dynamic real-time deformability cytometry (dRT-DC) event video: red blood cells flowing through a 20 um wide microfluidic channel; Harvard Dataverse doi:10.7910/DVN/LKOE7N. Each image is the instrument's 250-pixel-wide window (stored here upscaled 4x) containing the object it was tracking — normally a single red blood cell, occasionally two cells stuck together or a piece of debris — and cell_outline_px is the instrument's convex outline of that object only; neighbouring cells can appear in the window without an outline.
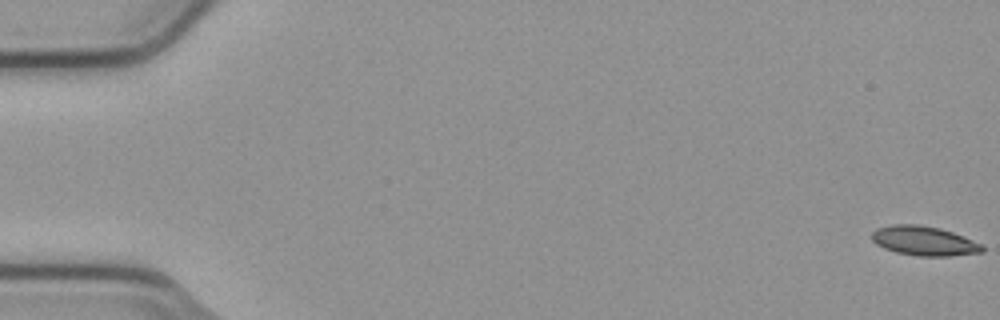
{"species": "common noctule bat (a hibernating species)", "species_latin": "Nyctalus noctula", "temperature_condition": "cold", "stored_images_in_passage": 18, "camera_frame_rate_fps": 3000, "um_per_image_px": 0.085, "animal": {"sex": "male", "body_mass_g": 23.1, "forearm_length_mm": 52.7}, "frame": {"image": 1, "passage_image": 1, "time_ms": 0.0, "image_size_px": [1000, 320], "cell_outline_px": [[984, 252], [952, 256], [916, 256], [896, 252], [884, 248], [876, 244], [872, 240], [872, 232], [876, 228], [892, 224], [920, 224], [940, 228], [952, 232], [972, 240], [980, 244], [984, 248]], "centroid_in_image_um": [78.52, 20.47], "position_along_channel_um": 6.5, "area_um2": 19.02}}
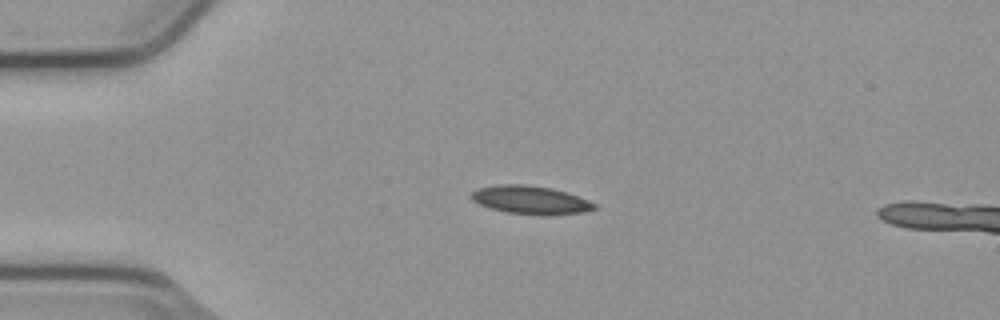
{"frame": {"image": 2, "passage_image": 14, "time_ms": 4.333, "image_size_px": [1000, 320], "cell_outline_px": [[596, 208], [580, 212], [552, 216], [540, 216], [508, 212], [492, 208], [480, 204], [472, 200], [468, 196], [476, 188], [496, 184], [524, 184], [552, 188], [568, 192], [588, 200], [596, 204]], "centroid_in_image_um": [45.08, 16.99], "position_along_channel_um": 39.9, "area_um2": 20.52}}